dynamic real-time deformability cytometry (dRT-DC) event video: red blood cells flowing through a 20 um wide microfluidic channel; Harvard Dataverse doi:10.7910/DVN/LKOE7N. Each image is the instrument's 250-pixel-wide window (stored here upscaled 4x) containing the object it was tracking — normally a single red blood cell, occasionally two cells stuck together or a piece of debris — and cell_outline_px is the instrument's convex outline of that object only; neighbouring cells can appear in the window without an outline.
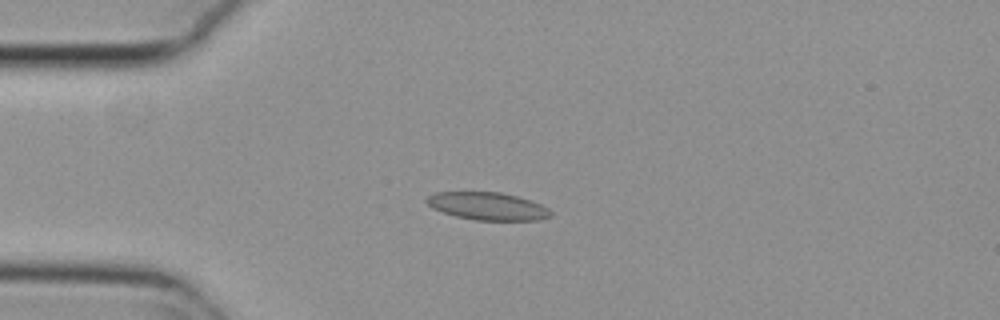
{"species": "common noctule bat (a hibernating species)", "species_latin": "Nyctalus noctula", "temperature_condition": "cold", "stored_images_in_passage": 55, "camera_frame_rate_fps": 3000, "um_per_image_px": 0.085, "animal": {"sex": "female", "body_mass_g": 29.2, "forearm_length_mm": 56.3}, "frame": {"image": 1, "passage_image": 14, "time_ms": 4.333, "image_size_px": [1000, 320], "cell_outline_px": [[552, 216], [540, 220], [472, 220], [456, 216], [432, 208], [424, 200], [428, 196], [436, 192], [500, 192], [532, 200], [548, 208], [552, 212]], "centroid_in_image_um": [41.46, 17.52], "position_along_channel_um": 43.5, "area_um2": 20.06}}
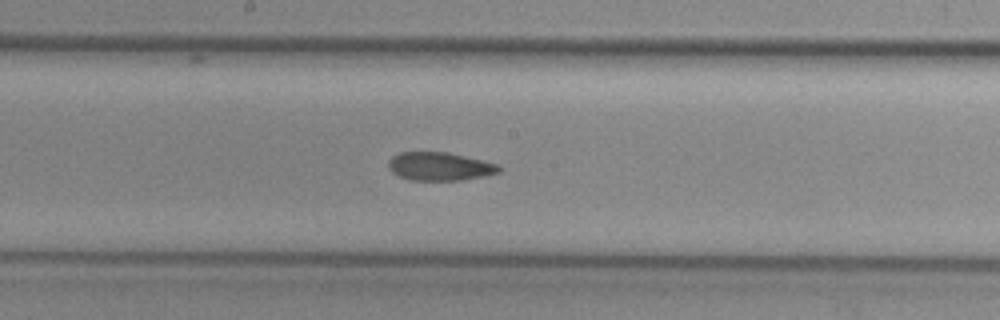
{"frame": {"image": 2, "passage_image": 29, "time_ms": 9.333, "image_size_px": [1000, 320], "cell_outline_px": [[500, 172], [484, 176], [464, 180], [412, 180], [400, 176], [392, 172], [388, 168], [388, 160], [392, 156], [400, 152], [448, 152], [496, 164], [500, 168]], "centroid_in_image_um": [37.34, 14.14], "position_along_channel_um": 210.9, "area_um2": 18.09}}
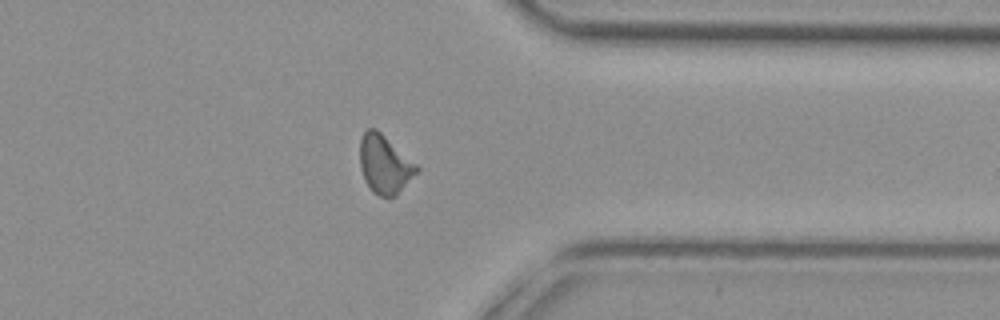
{"frame": {"image": 3, "passage_image": 43, "time_ms": 14.0, "image_size_px": [1000, 320], "cell_outline_px": [[420, 168], [396, 196], [380, 196], [372, 192], [364, 180], [360, 168], [360, 136], [368, 128], [376, 128], [416, 164]], "centroid_in_image_um": [32.66, 13.96], "position_along_channel_um": 378.7, "area_um2": 19.19}, "authors_computed_cell_mechanics": {"area_um2": 19.1318, "velocity_mm_per_s": 3.7569, "shape_relaxation_time_tau1_ms": null, "shape_relaxation_time_tau2_ms": 5.2037, "deformation_change_tau1": null, "deformation_change_tau2": 0.098}}